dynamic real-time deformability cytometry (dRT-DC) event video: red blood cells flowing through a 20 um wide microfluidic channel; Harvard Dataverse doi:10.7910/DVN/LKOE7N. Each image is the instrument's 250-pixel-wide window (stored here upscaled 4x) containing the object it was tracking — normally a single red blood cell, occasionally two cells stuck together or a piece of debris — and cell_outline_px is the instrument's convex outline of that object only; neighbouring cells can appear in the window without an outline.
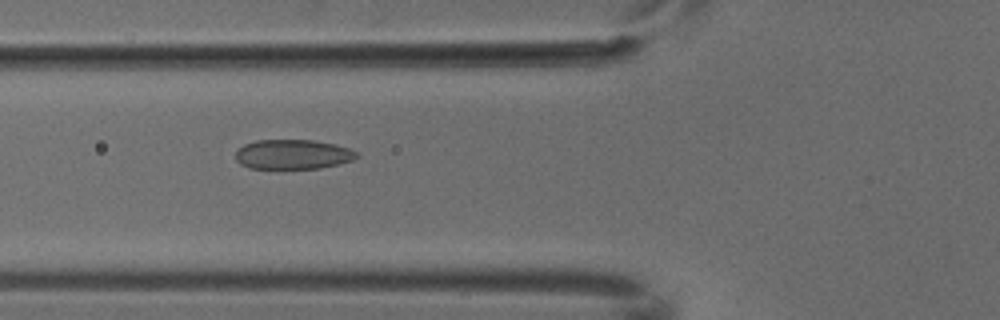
{"species": "common noctule bat (a hibernating species)", "species_latin": "Nyctalus noctula", "temperature_condition": "cold", "stored_images_in_passage": 4, "camera_frame_rate_fps": 3000, "um_per_image_px": 0.085, "animal": {"sex": "male", "body_mass_g": 18.8}, "frame": {"image": 1, "passage_image": 2, "time_ms": 0.333, "image_size_px": [1000, 320], "cell_outline_px": [[360, 156], [352, 160], [320, 168], [248, 168], [240, 164], [236, 160], [236, 152], [244, 144], [256, 140], [312, 140], [332, 144], [348, 148], [356, 152]], "centroid_in_image_um": [24.86, 13.12], "position_along_channel_um": 100.9, "area_um2": 20.69}}
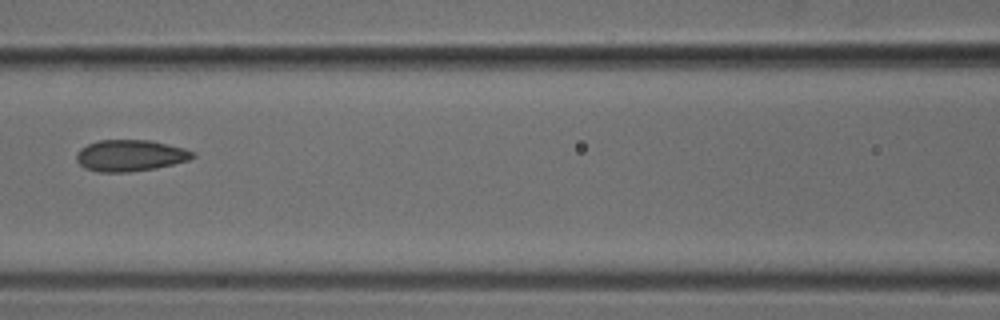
{"frame": {"image": 2, "passage_image": 3, "time_ms": 0.667, "image_size_px": [1000, 320], "cell_outline_px": [[196, 156], [188, 160], [156, 168], [128, 172], [96, 172], [84, 168], [76, 160], [76, 152], [80, 148], [88, 144], [100, 140], [152, 140], [184, 148], [196, 152]], "centroid_in_image_um": [11.06, 13.22], "position_along_channel_um": 155.5, "area_um2": 21.44}}
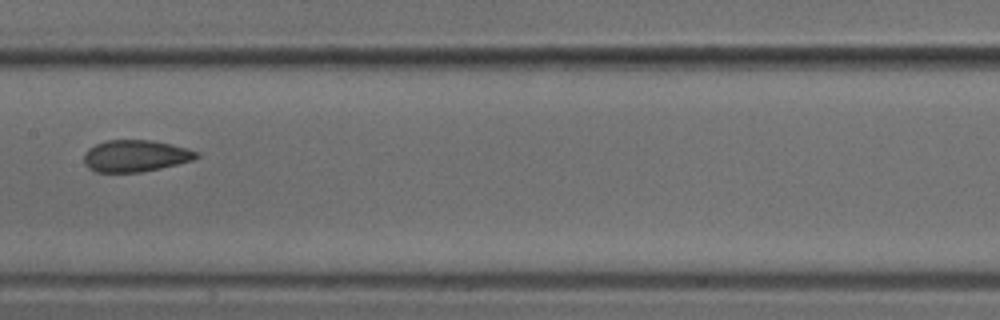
{"frame": {"image": 3, "passage_image": 4, "time_ms": 1.0, "image_size_px": [1000, 320], "cell_outline_px": [[200, 156], [192, 160], [160, 168], [140, 172], [96, 172], [88, 168], [84, 164], [84, 156], [88, 148], [96, 144], [108, 140], [152, 140], [172, 144], [188, 148], [200, 152]], "centroid_in_image_um": [11.52, 13.24], "position_along_channel_um": 195.9, "area_um2": 20.87}}